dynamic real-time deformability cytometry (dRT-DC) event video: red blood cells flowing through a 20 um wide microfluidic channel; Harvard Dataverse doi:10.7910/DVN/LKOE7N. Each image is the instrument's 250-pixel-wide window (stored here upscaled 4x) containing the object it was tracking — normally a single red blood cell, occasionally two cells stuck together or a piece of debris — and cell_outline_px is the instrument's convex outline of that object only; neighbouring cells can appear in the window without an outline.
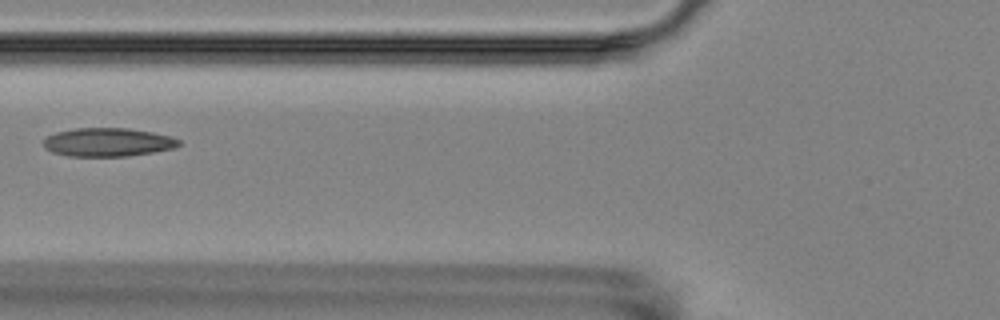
{"species": "Egyptian fruit bat (a non-hibernating species)", "species_latin": "Rousettus aegyptiacus", "temperature_condition": "room temperature", "stored_images_in_passage": 2, "camera_frame_rate_fps": 3000, "um_per_image_px": 0.085, "animal": {"sex": "female"}, "frame": {"image": 1, "passage_image": 2, "time_ms": 1.333, "image_size_px": [1000, 320], "cell_outline_px": [[180, 144], [176, 148], [156, 152], [128, 156], [68, 156], [52, 152], [44, 148], [44, 140], [48, 136], [56, 132], [76, 128], [128, 128], [152, 132], [172, 136], [180, 140]], "centroid_in_image_um": [9.2, 12.09], "position_along_channel_um": 116.6, "area_um2": 22.66}}